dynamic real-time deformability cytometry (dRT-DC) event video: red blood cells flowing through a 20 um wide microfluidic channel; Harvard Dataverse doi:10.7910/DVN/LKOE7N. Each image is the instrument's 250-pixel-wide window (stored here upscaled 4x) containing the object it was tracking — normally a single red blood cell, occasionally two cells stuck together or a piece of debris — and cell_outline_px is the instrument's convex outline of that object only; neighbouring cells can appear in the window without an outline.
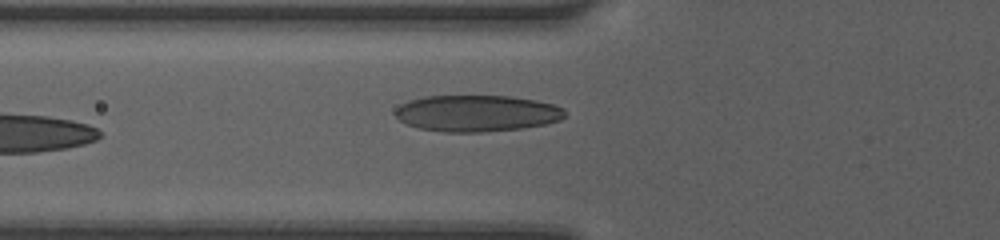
{"species": "human", "species_latin": "Homo sapiens", "temperature_condition": "room temperature", "stored_images_in_passage": 8, "camera_frame_rate_fps": 3000, "um_per_image_px": 0.085, "donor": {"sex": "female"}, "frame": {"image": 1, "passage_image": 8, "time_ms": 2.333, "image_size_px": [1000, 240], "cell_outline_px": [[564, 116], [560, 120], [544, 124], [524, 128], [484, 132], [444, 132], [420, 128], [408, 124], [400, 120], [396, 116], [396, 108], [400, 104], [408, 100], [424, 96], [508, 96], [536, 100], [552, 104], [564, 108]], "centroid_in_image_um": [40.52, 9.63], "position_along_channel_um": 85.3, "area_um2": 36.01}}